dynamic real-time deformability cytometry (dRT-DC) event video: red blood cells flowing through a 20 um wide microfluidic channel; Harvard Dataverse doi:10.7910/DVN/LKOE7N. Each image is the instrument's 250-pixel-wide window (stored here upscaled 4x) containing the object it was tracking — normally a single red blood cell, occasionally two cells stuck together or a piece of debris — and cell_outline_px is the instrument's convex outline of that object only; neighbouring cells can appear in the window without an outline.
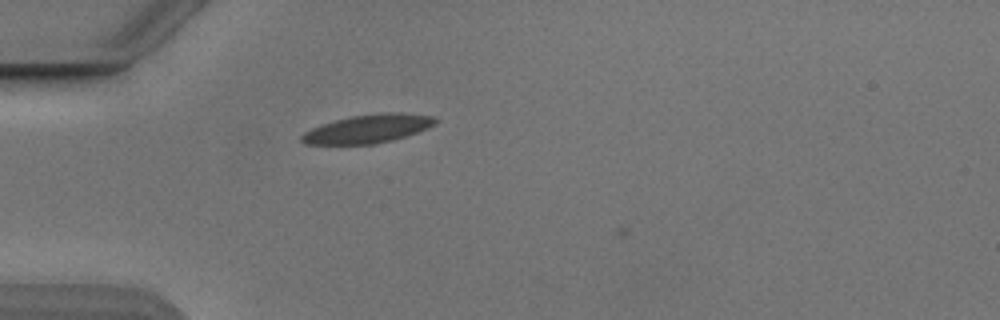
{"species": "Egyptian fruit bat (a non-hibernating species)", "species_latin": "Rousettus aegyptiacus", "temperature_condition": "cold", "stored_images_in_passage": 14, "camera_frame_rate_fps": 3000, "um_per_image_px": 0.085, "animal": {"sex": "male"}, "frame": {"image": 1, "passage_image": 13, "time_ms": 4.0, "image_size_px": [1000, 320], "cell_outline_px": [[440, 120], [436, 124], [428, 128], [392, 140], [376, 144], [304, 144], [300, 140], [300, 136], [304, 132], [312, 128], [336, 120], [352, 116], [380, 112], [400, 112], [436, 116]], "centroid_in_image_um": [31.33, 10.93], "position_along_channel_um": 53.7, "area_um2": 22.25}}